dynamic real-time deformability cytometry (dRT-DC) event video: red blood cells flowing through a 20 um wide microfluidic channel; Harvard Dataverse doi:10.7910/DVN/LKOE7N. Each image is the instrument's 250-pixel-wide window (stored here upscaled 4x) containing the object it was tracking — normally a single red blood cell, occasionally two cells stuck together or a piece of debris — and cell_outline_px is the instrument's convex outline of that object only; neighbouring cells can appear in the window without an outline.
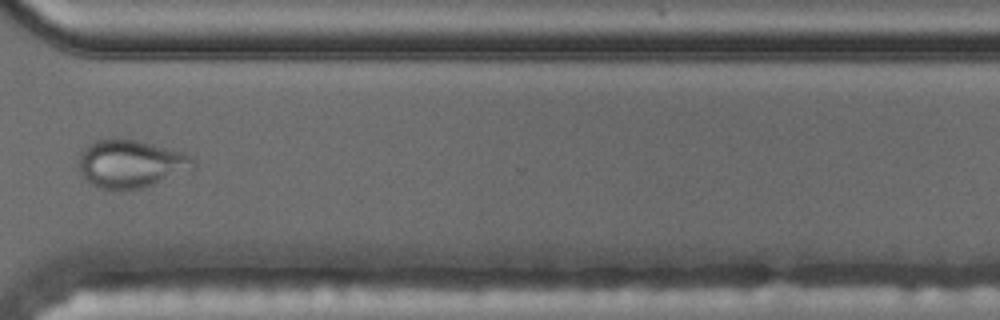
{"species": "common noctule bat (a hibernating species)", "species_latin": "Nyctalus noctula", "temperature_condition": "cold", "stored_images_in_passage": 13, "camera_frame_rate_fps": 3000, "um_per_image_px": 0.085, "animal": {"sex": "male", "body_mass_g": 17.5, "forearm_length_mm": 52.3}, "frame": {"image": 1, "passage_image": 10, "time_ms": 11.333, "image_size_px": [1000, 320], "cell_outline_px": [[196, 168], [144, 188], [104, 188], [92, 184], [80, 172], [76, 164], [80, 152], [88, 144], [96, 140], [112, 136], [136, 140], [184, 152], [192, 156], [196, 160]], "centroid_in_image_um": [11.12, 13.87], "position_along_channel_um": 359.5, "area_um2": 32.31}, "authors_computed_cell_mechanics": {"area_um2": 24.276, "velocity_mm_per_s": 3.5213, "shape_relaxation_time_tau1_ms": 8.3187, "shape_relaxation_time_tau2_ms": null, "deformation_change_tau1": 0.2172, "deformation_change_tau2": null}}